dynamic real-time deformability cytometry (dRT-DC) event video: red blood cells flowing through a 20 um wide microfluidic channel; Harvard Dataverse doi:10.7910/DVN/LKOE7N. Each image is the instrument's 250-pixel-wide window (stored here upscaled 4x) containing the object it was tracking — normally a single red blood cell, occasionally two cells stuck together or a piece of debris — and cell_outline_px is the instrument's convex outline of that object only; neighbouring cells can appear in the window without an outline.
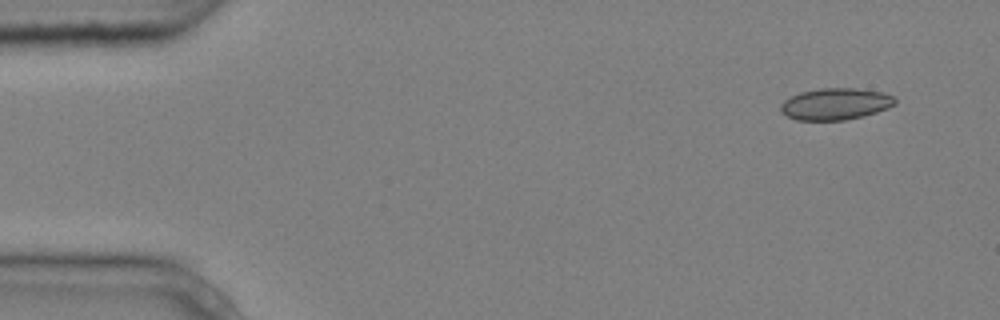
{"species": "common noctule bat (a hibernating species)", "species_latin": "Nyctalus noctula", "temperature_condition": "cold", "stored_images_in_passage": 3, "camera_frame_rate_fps": 3000, "um_per_image_px": 0.085, "animal": {"sex": "male", "body_mass_g": 20.4}, "frame": {"image": 1, "passage_image": 1, "time_ms": 0.0, "image_size_px": [1000, 320], "cell_outline_px": [[896, 104], [888, 108], [864, 116], [844, 120], [796, 120], [780, 112], [780, 104], [784, 100], [800, 92], [820, 88], [856, 88], [880, 92], [896, 96]], "centroid_in_image_um": [71.02, 8.84], "position_along_channel_um": 14.0, "area_um2": 21.21}}
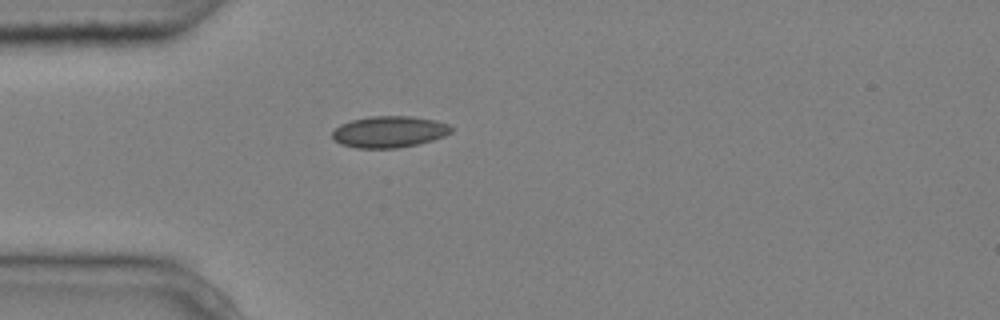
{"frame": {"image": 2, "passage_image": 3, "time_ms": 0.667, "image_size_px": [1000, 320], "cell_outline_px": [[452, 132], [444, 136], [432, 140], [416, 144], [396, 148], [356, 148], [340, 144], [332, 136], [332, 132], [340, 124], [352, 120], [368, 116], [412, 116], [436, 120], [448, 124], [452, 128]], "centroid_in_image_um": [33.08, 11.19], "position_along_channel_um": 51.9, "area_um2": 21.79}}